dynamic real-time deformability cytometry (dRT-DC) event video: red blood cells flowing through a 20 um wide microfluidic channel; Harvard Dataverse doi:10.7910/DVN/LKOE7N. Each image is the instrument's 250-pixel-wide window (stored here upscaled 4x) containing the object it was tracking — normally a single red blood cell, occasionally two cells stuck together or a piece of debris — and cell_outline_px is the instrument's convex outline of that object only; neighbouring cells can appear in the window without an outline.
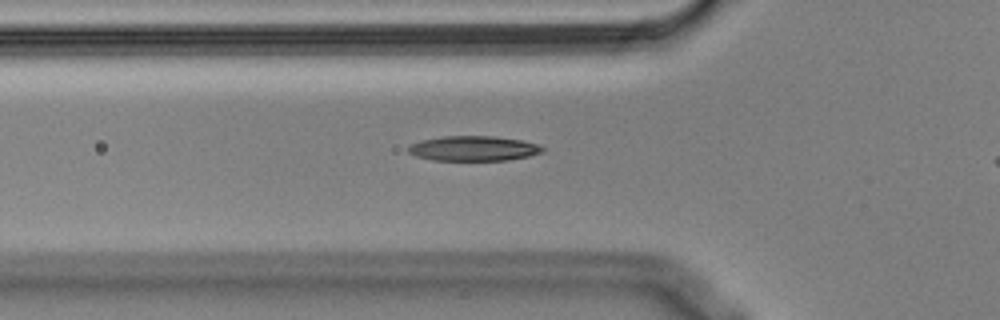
{"species": "Egyptian fruit bat (a non-hibernating species)", "species_latin": "Rousettus aegyptiacus", "temperature_condition": "cold", "stored_images_in_passage": 35, "camera_frame_rate_fps": 3000, "um_per_image_px": 0.085, "animal": {"sex": "male"}, "frame": {"image": 1, "passage_image": 5, "time_ms": 1.333, "image_size_px": [1000, 320], "cell_outline_px": [[544, 152], [528, 156], [508, 160], [432, 160], [416, 156], [408, 152], [408, 144], [420, 140], [444, 136], [496, 136], [520, 140], [536, 144], [544, 148]], "centroid_in_image_um": [40.21, 12.61], "position_along_channel_um": 85.6, "area_um2": 19.54}}
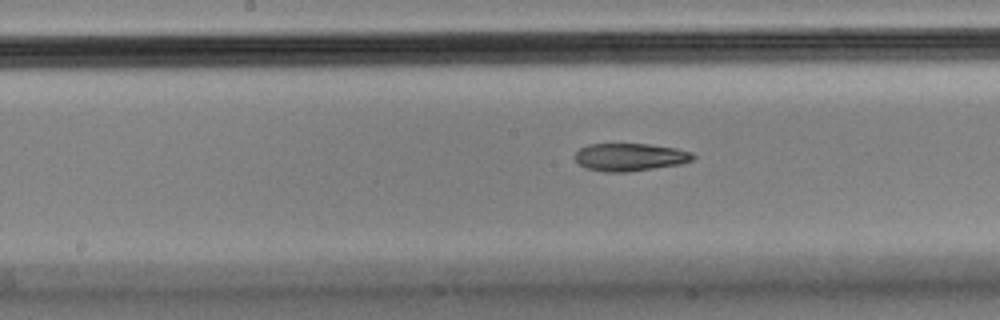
{"frame": {"image": 2, "passage_image": 14, "time_ms": 4.333, "image_size_px": [1000, 320], "cell_outline_px": [[696, 156], [692, 160], [680, 164], [628, 172], [604, 172], [584, 168], [576, 160], [576, 152], [580, 148], [588, 144], [648, 144], [676, 148], [692, 152]], "centroid_in_image_um": [53.55, 13.35], "position_along_channel_um": 194.7, "area_um2": 19.07}}
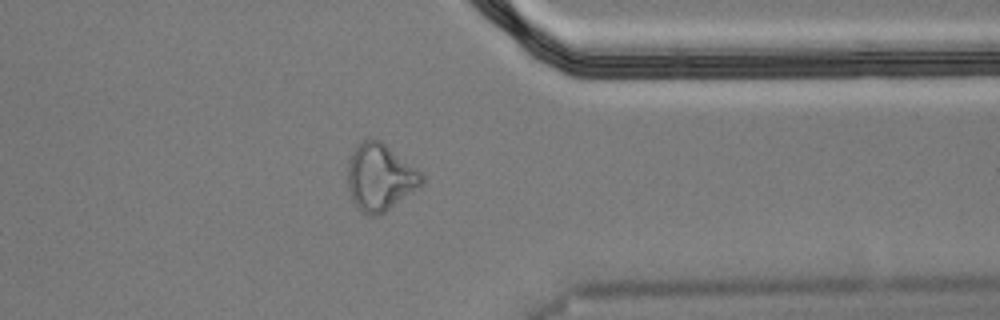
{"frame": {"image": 3, "passage_image": 30, "time_ms": 9.667, "image_size_px": [1000, 320], "cell_outline_px": [[424, 184], [420, 188], [384, 212], [376, 216], [368, 216], [352, 200], [348, 188], [348, 164], [352, 152], [356, 144], [364, 140], [380, 140], [416, 168], [424, 176]], "centroid_in_image_um": [32.32, 15.08], "position_along_channel_um": 379.1, "area_um2": 28.67}}